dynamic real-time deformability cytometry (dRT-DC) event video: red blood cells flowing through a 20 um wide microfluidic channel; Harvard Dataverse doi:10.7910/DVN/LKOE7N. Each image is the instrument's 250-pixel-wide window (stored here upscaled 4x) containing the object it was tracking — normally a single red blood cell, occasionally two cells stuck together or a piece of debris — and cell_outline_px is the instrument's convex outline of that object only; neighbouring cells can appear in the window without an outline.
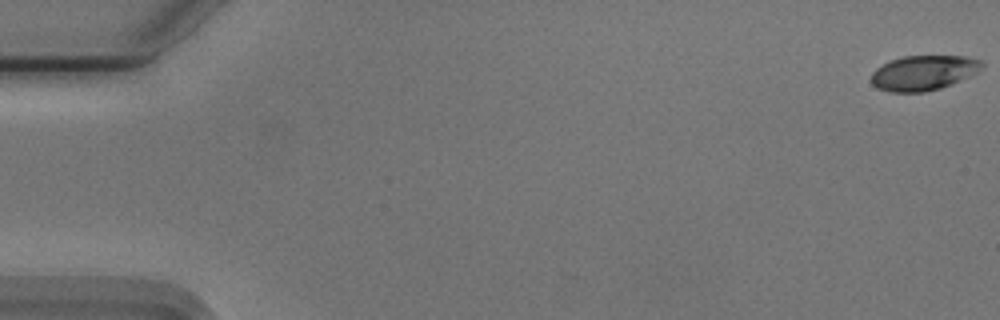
{"species": "Egyptian fruit bat (a non-hibernating species)", "species_latin": "Rousettus aegyptiacus", "temperature_condition": "cold", "stored_images_in_passage": 56, "camera_frame_rate_fps": 3000, "um_per_image_px": 0.085, "animal": {"sex": "male"}, "frame": {"image": 1, "passage_image": 1, "time_ms": 0.0, "image_size_px": [1000, 320], "cell_outline_px": [[984, 64], [976, 72], [952, 84], [940, 88], [924, 92], [888, 92], [876, 88], [872, 84], [872, 72], [876, 68], [888, 60], [904, 56], [964, 56], [984, 60]], "centroid_in_image_um": [78.47, 6.18], "position_along_channel_um": 6.5, "area_um2": 22.6}}
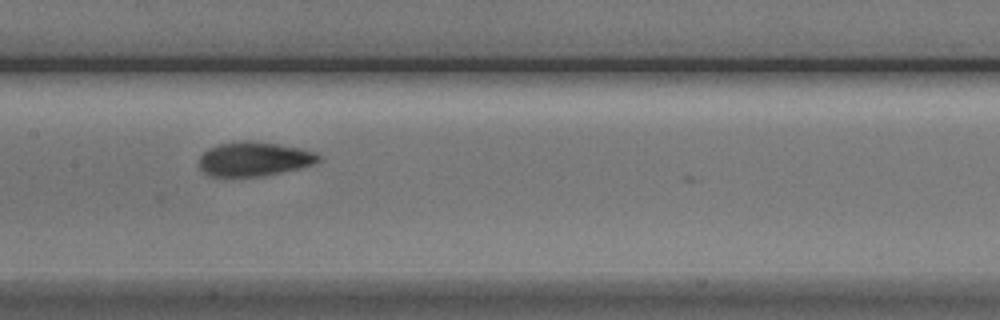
{"frame": {"image": 2, "passage_image": 28, "time_ms": 9.0, "image_size_px": [1000, 320], "cell_outline_px": [[324, 156], [316, 164], [300, 168], [264, 176], [208, 176], [200, 168], [200, 156], [208, 148], [220, 144], [244, 140], [248, 140], [276, 144], [300, 148], [316, 152]], "centroid_in_image_um": [21.65, 13.52], "position_along_channel_um": 185.8, "area_um2": 23.93}}
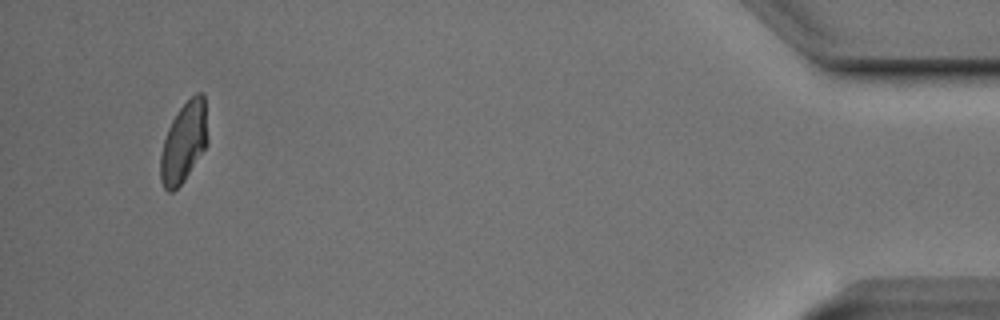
{"frame": {"image": 3, "passage_image": 53, "time_ms": 17.333, "image_size_px": [1000, 320], "cell_outline_px": [[208, 144], [184, 180], [172, 192], [168, 192], [164, 188], [160, 180], [160, 156], [164, 140], [168, 128], [172, 120], [180, 108], [196, 92], [204, 92], [208, 140]], "centroid_in_image_um": [15.63, 12.09], "position_along_channel_um": 419.6, "area_um2": 22.02}, "authors_computed_cell_mechanics": {"area_um2": 23.0044, "velocity_mm_per_s": 3.7332, "shape_relaxation_time_tau1_ms": 4.0201, "shape_relaxation_time_tau2_ms": 1.2067, "deformation_change_tau1": 0.1279, "deformation_change_tau2": 0.0496}}